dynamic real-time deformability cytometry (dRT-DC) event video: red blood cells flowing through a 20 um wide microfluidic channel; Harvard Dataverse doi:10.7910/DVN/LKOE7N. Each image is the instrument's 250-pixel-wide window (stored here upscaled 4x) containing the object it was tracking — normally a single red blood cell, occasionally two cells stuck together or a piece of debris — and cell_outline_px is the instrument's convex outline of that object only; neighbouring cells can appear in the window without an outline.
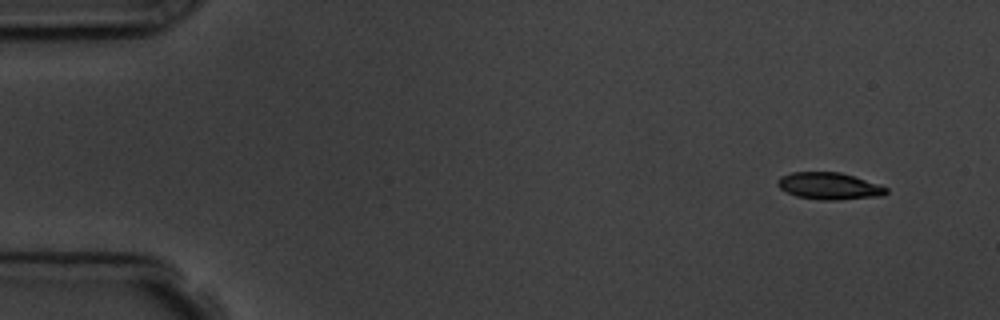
{"species": "common noctule bat (a hibernating species)", "species_latin": "Nyctalus noctula", "temperature_condition": "room temperature", "stored_images_in_passage": 5, "segment_of_instrument_passage": [1, 2], "camera_frame_rate_fps": 3000, "um_per_image_px": 0.085, "animal": {"sex": "male", "body_mass_g": 19.5, "forearm_length_mm": 54.6}, "frame": {"image": 1, "passage_image": 1, "time_ms": 0.0, "image_size_px": [1000, 320], "cell_outline_px": [[888, 192], [884, 196], [836, 200], [820, 200], [796, 196], [780, 188], [776, 184], [776, 180], [780, 176], [792, 172], [840, 172], [880, 184], [888, 188]], "centroid_in_image_um": [70.5, 15.81], "position_along_channel_um": 14.5, "area_um2": 17.22}}
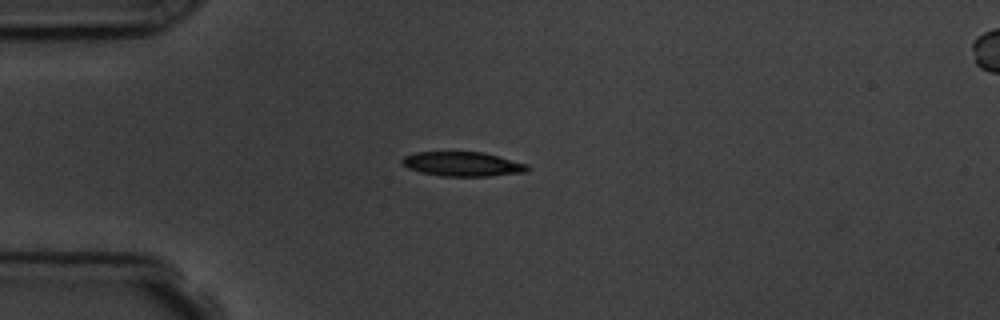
{"frame": {"image": 2, "passage_image": 4, "time_ms": 3.333, "image_size_px": [1000, 320], "cell_outline_px": [[528, 172], [488, 176], [440, 176], [420, 172], [408, 168], [400, 164], [400, 160], [404, 156], [416, 152], [484, 152], [528, 164]], "centroid_in_image_um": [39.29, 13.94], "position_along_channel_um": 45.7, "area_um2": 17.98}}